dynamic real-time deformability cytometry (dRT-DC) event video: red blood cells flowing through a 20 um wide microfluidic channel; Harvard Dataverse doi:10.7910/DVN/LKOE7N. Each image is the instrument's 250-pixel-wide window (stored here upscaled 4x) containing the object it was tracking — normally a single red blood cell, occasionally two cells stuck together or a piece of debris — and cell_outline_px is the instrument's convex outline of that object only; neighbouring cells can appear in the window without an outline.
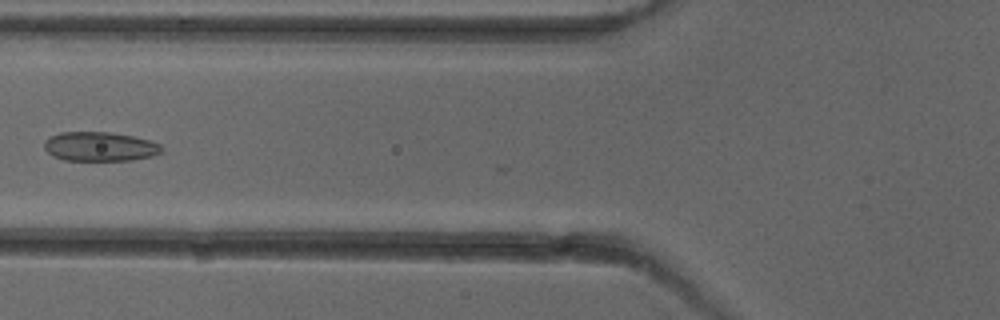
{"species": "common noctule bat (a hibernating species)", "species_latin": "Nyctalus noctula", "temperature_condition": "cold", "stored_images_in_passage": 6, "camera_frame_rate_fps": 3000, "um_per_image_px": 0.085, "animal": {"sex": "female"}, "frame": {"image": 1, "passage_image": 5, "time_ms": 4.667, "image_size_px": [1000, 320], "cell_outline_px": [[164, 152], [152, 156], [132, 160], [64, 160], [52, 156], [44, 148], [44, 140], [60, 132], [108, 132], [132, 136], [148, 140], [160, 144], [164, 148]], "centroid_in_image_um": [8.5, 12.46], "position_along_channel_um": 117.3, "area_um2": 20.06}}
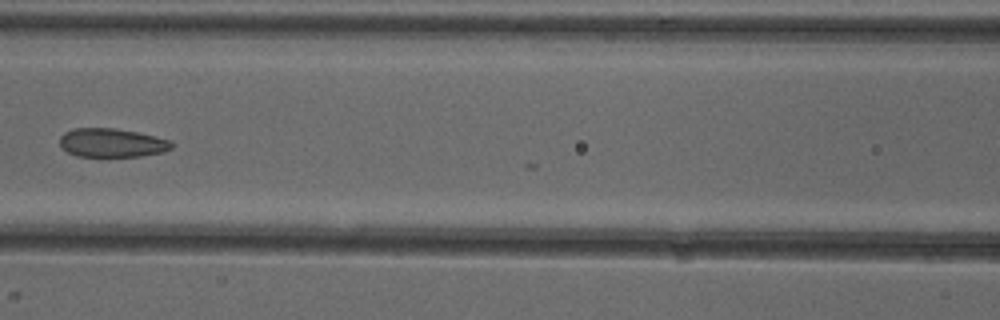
{"frame": {"image": 2, "passage_image": 6, "time_ms": 5.667, "image_size_px": [1000, 320], "cell_outline_px": [[172, 148], [164, 152], [140, 156], [76, 156], [68, 152], [60, 144], [60, 136], [64, 132], [72, 128], [116, 128], [136, 132], [172, 140]], "centroid_in_image_um": [9.51, 12.13], "position_along_channel_um": 157.1, "area_um2": 18.73}}